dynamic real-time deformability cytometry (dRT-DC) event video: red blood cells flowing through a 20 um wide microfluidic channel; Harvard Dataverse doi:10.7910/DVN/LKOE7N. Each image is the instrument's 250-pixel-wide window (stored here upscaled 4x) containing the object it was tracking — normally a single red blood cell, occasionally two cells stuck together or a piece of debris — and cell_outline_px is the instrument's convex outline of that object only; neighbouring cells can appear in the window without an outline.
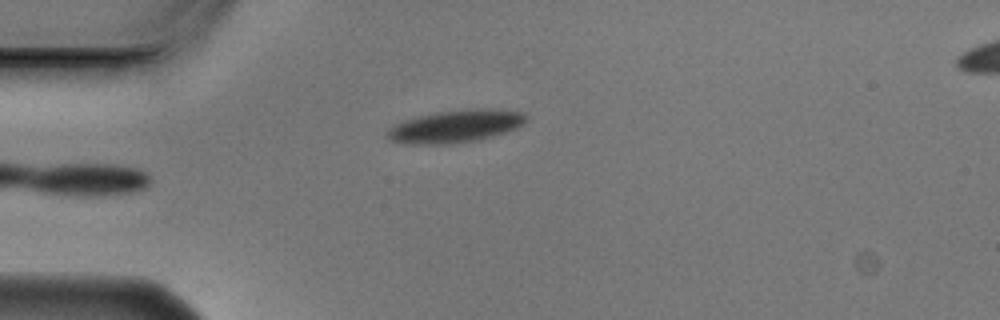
{"species": "Egyptian fruit bat (a non-hibernating species)", "species_latin": "Rousettus aegyptiacus", "temperature_condition": "cold", "stored_images_in_passage": 4, "camera_frame_rate_fps": 3000, "um_per_image_px": 0.085, "animal": {"sex": "male"}, "frame": {"image": 1, "passage_image": 4, "time_ms": 1.0, "image_size_px": [1000, 320], "cell_outline_px": [[528, 116], [524, 124], [508, 132], [480, 140], [448, 144], [404, 144], [388, 140], [384, 136], [384, 132], [392, 124], [404, 120], [436, 112], [468, 108], [488, 108], [524, 112]], "centroid_in_image_um": [38.69, 10.74], "position_along_channel_um": 46.3, "area_um2": 27.05}}